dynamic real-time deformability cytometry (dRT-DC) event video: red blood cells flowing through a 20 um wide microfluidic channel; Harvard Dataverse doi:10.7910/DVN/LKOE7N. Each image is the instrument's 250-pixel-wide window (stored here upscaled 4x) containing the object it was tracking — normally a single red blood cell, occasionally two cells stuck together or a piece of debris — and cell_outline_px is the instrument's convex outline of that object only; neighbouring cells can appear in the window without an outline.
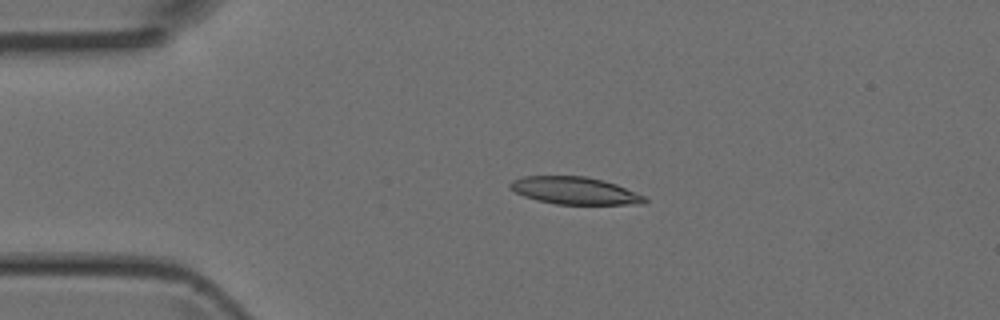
{"species": "Egyptian fruit bat (a non-hibernating species)", "species_latin": "Rousettus aegyptiacus", "temperature_condition": "room temperature", "stored_images_in_passage": 38, "camera_frame_rate_fps": 3000, "um_per_image_px": 0.085, "animal": {"sex": "female"}, "frame": {"image": 1, "passage_image": 1, "time_ms": 0.0, "image_size_px": [1000, 320], "cell_outline_px": [[648, 200], [644, 204], [556, 204], [536, 200], [524, 196], [508, 188], [508, 184], [512, 180], [524, 176], [584, 176], [604, 180], [616, 184], [644, 196]], "centroid_in_image_um": [48.82, 16.2], "position_along_channel_um": 36.2, "area_um2": 21.44}}
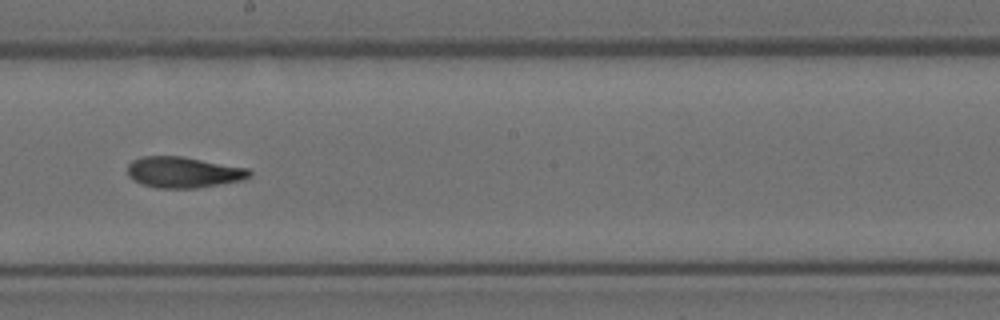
{"frame": {"image": 2, "passage_image": 17, "time_ms": 5.333, "image_size_px": [1000, 320], "cell_outline_px": [[252, 176], [244, 180], [196, 188], [156, 188], [140, 184], [132, 180], [128, 176], [128, 164], [132, 160], [140, 156], [184, 156], [248, 168], [252, 172]], "centroid_in_image_um": [15.58, 14.64], "position_along_channel_um": 232.6, "area_um2": 22.37}}
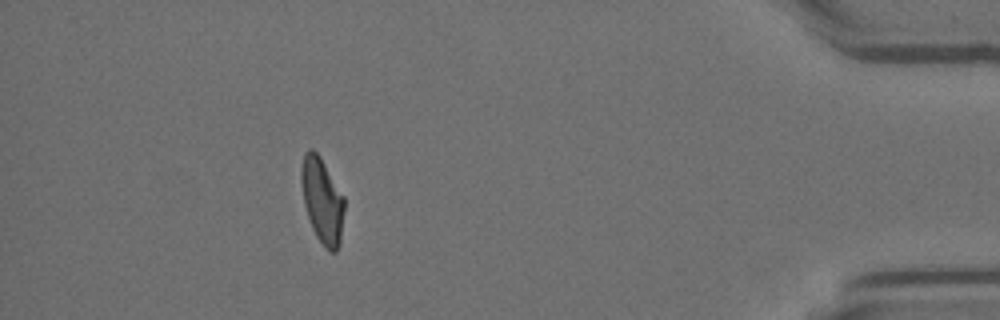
{"frame": {"image": 3, "passage_image": 33, "time_ms": 10.667, "image_size_px": [1000, 320], "cell_outline_px": [[344, 212], [340, 244], [336, 252], [328, 252], [324, 248], [316, 236], [312, 228], [304, 204], [300, 180], [300, 168], [304, 152], [308, 148], [312, 148], [320, 156], [344, 196]], "centroid_in_image_um": [27.38, 17.04], "position_along_channel_um": 407.8, "area_um2": 21.73}}